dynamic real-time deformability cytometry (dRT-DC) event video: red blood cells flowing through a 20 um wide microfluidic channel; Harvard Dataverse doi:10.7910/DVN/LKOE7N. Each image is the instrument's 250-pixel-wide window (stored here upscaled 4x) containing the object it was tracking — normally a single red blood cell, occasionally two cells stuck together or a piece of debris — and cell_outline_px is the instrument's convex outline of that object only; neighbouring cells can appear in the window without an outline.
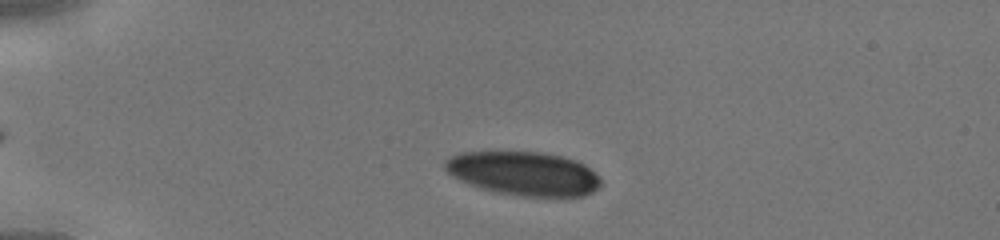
{"species": "human", "species_latin": "Homo sapiens", "temperature_condition": "cold", "stored_images_in_passage": 34, "camera_frame_rate_fps": 3000, "um_per_image_px": 0.085, "donor": {"sex": "male"}, "frame": {"image": 1, "passage_image": 6, "time_ms": 1.667, "image_size_px": [1000, 240], "cell_outline_px": [[600, 184], [592, 192], [584, 196], [524, 196], [500, 192], [484, 188], [460, 180], [452, 176], [444, 168], [444, 160], [460, 152], [544, 152], [576, 160], [584, 164], [600, 176]], "centroid_in_image_um": [44.53, 14.73], "position_along_channel_um": 40.5, "area_um2": 39.42}}
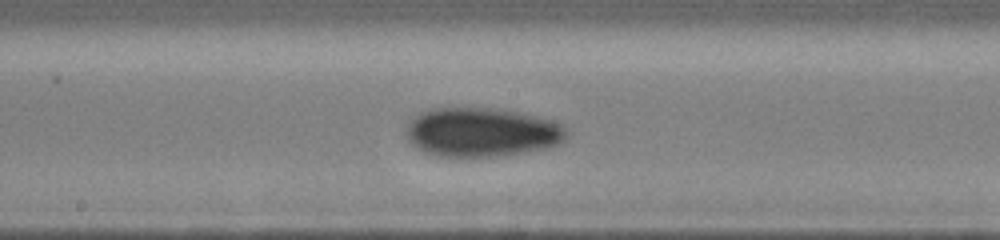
{"frame": {"image": 2, "passage_image": 20, "time_ms": 6.333, "image_size_px": [1000, 240], "cell_outline_px": [[568, 136], [560, 144], [548, 148], [496, 156], [436, 156], [424, 152], [412, 144], [408, 140], [408, 120], [420, 112], [428, 108], [504, 108], [552, 120], [568, 128]], "centroid_in_image_um": [40.97, 11.22], "position_along_channel_um": 207.2, "area_um2": 46.18}}
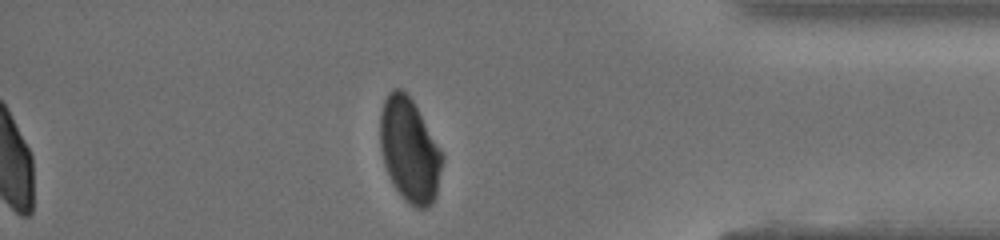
{"frame": {"image": 3, "passage_image": 34, "time_ms": 11.0, "image_size_px": [1000, 240], "cell_outline_px": [[444, 160], [436, 196], [432, 204], [424, 208], [416, 208], [404, 200], [388, 176], [384, 164], [380, 148], [380, 112], [384, 100], [388, 92], [392, 88], [400, 88], [412, 100], [444, 152]], "centroid_in_image_um": [34.82, 12.77], "position_along_channel_um": 400.4, "area_um2": 38.03}}